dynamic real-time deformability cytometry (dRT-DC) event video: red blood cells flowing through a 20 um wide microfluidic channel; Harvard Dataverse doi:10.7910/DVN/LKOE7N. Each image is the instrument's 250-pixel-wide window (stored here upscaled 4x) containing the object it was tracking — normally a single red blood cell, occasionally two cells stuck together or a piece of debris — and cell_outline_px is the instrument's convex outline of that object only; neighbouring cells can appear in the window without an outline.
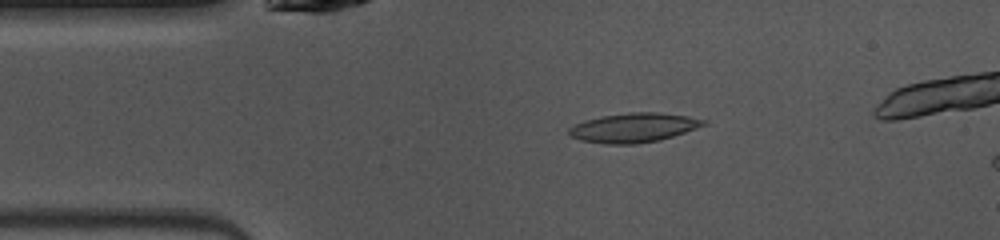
{"species": "common noctule bat (a hibernating species)", "species_latin": "Nyctalus noctula", "temperature_condition": "warm", "stored_images_in_passage": 42, "camera_frame_rate_fps": 3000, "um_per_image_px": 0.085, "animal": {"sex": "female", "body_mass_g": 10.0, "forearm_length_mm": 53.1}, "frame": {"image": 1, "passage_image": 8, "time_ms": 2.333, "image_size_px": [1000, 240], "cell_outline_px": [[708, 124], [660, 140], [636, 144], [604, 144], [580, 140], [572, 136], [568, 132], [568, 128], [584, 120], [600, 116], [632, 112], [656, 112], [688, 116], [708, 120]], "centroid_in_image_um": [53.87, 10.85], "position_along_channel_um": 31.1, "area_um2": 23.0}}
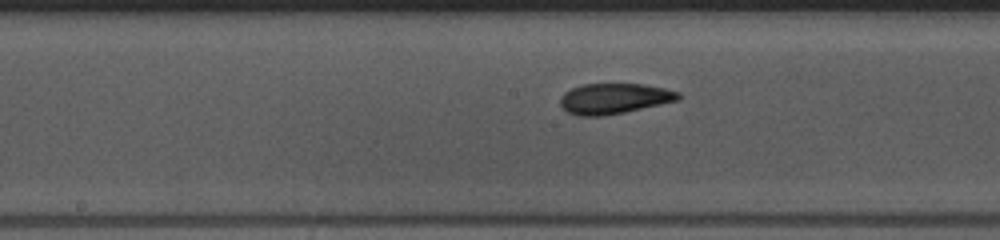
{"frame": {"image": 2, "passage_image": 22, "time_ms": 7.0, "image_size_px": [1000, 240], "cell_outline_px": [[680, 100], [624, 112], [604, 116], [576, 116], [568, 112], [560, 104], [560, 96], [564, 92], [572, 88], [584, 84], [644, 84], [664, 88], [680, 92]], "centroid_in_image_um": [52.2, 8.38], "position_along_channel_um": 196.0, "area_um2": 21.04}}
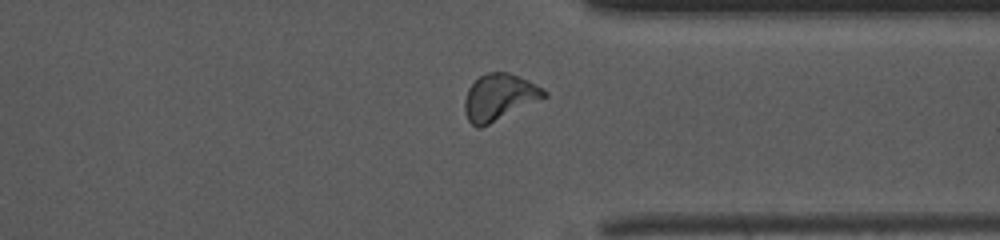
{"frame": {"image": 3, "passage_image": 35, "time_ms": 11.333, "image_size_px": [1000, 240], "cell_outline_px": [[548, 96], [480, 128], [476, 128], [468, 120], [464, 112], [464, 100], [468, 88], [480, 76], [488, 72], [508, 72], [528, 80], [544, 88], [548, 92]], "centroid_in_image_um": [42.43, 8.26], "position_along_channel_um": 369.0, "area_um2": 21.44}, "authors_computed_cell_mechanics": {"area_um2": 20.8658, "velocity_mm_per_s": 4.0604, "shape_relaxation_time_tau1_ms": 6.6744, "shape_relaxation_time_tau2_ms": 2.0033, "deformation_change_tau1": 0.1785, "deformation_change_tau2": 0.0843}}